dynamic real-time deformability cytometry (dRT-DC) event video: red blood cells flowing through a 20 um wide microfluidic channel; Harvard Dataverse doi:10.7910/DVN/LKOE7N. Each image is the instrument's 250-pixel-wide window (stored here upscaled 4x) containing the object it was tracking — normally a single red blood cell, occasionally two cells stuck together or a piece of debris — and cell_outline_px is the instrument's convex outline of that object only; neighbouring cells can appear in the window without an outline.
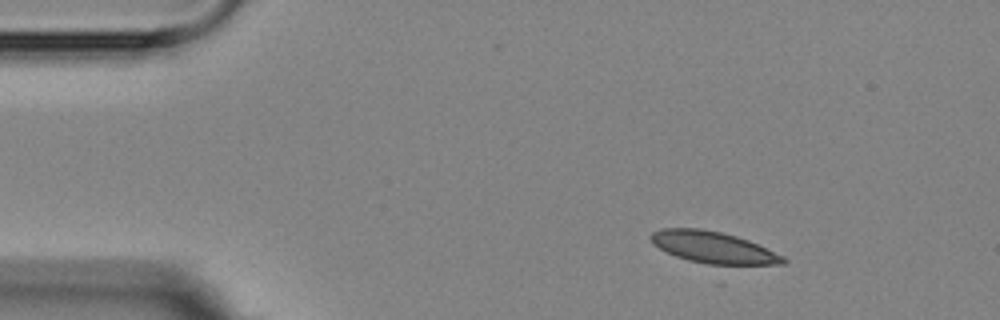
{"species": "Egyptian fruit bat (a non-hibernating species)", "species_latin": "Rousettus aegyptiacus", "temperature_condition": "room temperature", "stored_images_in_passage": 4, "segment_of_instrument_passage": [1, 2], "camera_frame_rate_fps": 3000, "um_per_image_px": 0.085, "animal": {"sex": "female"}, "frame": {"image": 1, "passage_image": 2, "time_ms": 1.0, "image_size_px": [1000, 320], "cell_outline_px": [[788, 260], [784, 264], [724, 268], [716, 268], [688, 260], [676, 256], [652, 244], [648, 236], [652, 232], [660, 228], [700, 228], [720, 232], [736, 236], [748, 240], [784, 256]], "centroid_in_image_um": [60.68, 21.1], "position_along_channel_um": 24.3, "area_um2": 25.61}}